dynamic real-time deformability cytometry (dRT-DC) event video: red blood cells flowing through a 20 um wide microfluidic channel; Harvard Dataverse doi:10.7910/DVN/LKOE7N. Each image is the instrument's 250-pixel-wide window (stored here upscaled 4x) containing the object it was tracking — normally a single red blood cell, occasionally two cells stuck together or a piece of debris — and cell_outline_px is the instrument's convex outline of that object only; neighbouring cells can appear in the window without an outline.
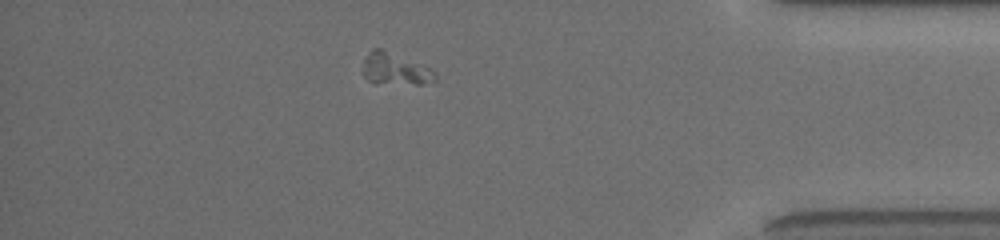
{"species": "common noctule bat (a hibernating species)", "species_latin": "Nyctalus noctula", "temperature_condition": "room temperature", "stored_images_in_passage": 40, "camera_frame_rate_fps": 3000, "um_per_image_px": 0.085, "animal": {"sex": "female", "body_mass_g": 19.5, "forearm_length_mm": 54.1}, "frame": {"image": 1, "passage_image": 33, "time_ms": 10.667, "image_size_px": [1000, 240], "cell_outline_px": [[436, 80], [432, 84], [376, 84], [368, 80], [360, 72], [364, 60], [368, 52], [372, 48], [380, 48], [432, 68], [436, 72]], "centroid_in_image_um": [33.58, 5.89], "position_along_channel_um": 401.6, "area_um2": 13.93}}